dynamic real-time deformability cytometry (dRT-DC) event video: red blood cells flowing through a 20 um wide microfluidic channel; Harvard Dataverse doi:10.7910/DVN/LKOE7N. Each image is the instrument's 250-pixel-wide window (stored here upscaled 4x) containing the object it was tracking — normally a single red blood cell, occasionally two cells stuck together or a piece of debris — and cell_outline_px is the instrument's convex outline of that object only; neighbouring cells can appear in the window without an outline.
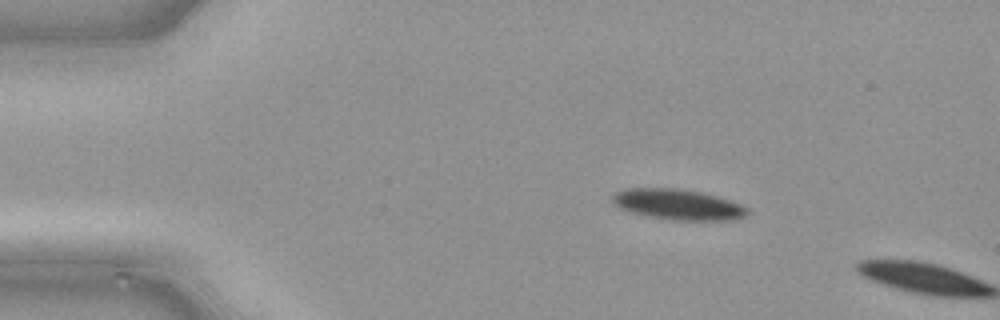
{"species": "common noctule bat (a hibernating species)", "species_latin": "Nyctalus noctula", "temperature_condition": "cold", "stored_images_in_passage": 9, "camera_frame_rate_fps": 3000, "um_per_image_px": 0.085, "animal": {"sex": "male", "body_mass_g": 21.5, "forearm_length_mm": 52.0}, "frame": {"image": 1, "passage_image": 8, "time_ms": 2.333, "image_size_px": [1000, 320], "cell_outline_px": [[748, 212], [744, 216], [732, 220], [672, 220], [652, 216], [636, 212], [624, 208], [616, 204], [616, 192], [628, 188], [680, 188], [700, 192], [716, 196], [728, 200], [744, 208]], "centroid_in_image_um": [57.68, 17.37], "position_along_channel_um": 27.3, "area_um2": 23.0}}